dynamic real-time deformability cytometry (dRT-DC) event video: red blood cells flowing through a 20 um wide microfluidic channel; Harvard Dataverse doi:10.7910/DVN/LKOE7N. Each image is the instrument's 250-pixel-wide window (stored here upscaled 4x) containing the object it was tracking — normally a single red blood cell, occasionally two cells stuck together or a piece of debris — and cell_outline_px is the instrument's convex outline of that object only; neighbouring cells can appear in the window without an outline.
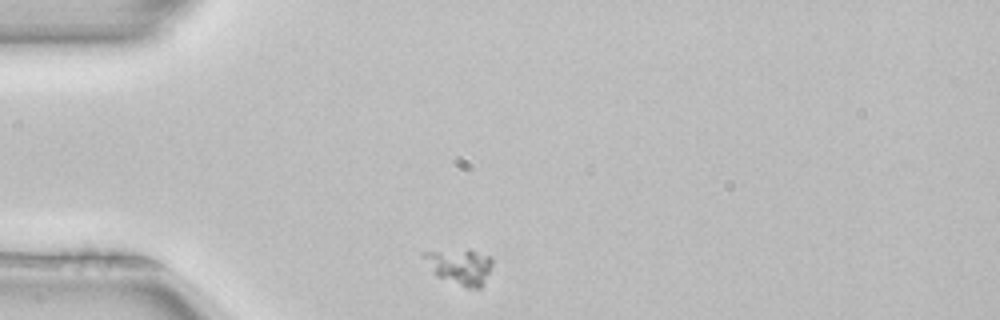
{"species": "common noctule bat (a hibernating species)", "species_latin": "Nyctalus noctula", "temperature_condition": "room temperature", "stored_images_in_passage": 41, "camera_frame_rate_fps": 3000, "um_per_image_px": 0.085, "animal": {"sex": "female", "body_mass_g": 22.7, "forearm_length_mm": 54.2}, "frame": {"image": 1, "passage_image": 1, "time_ms": 0.0, "image_size_px": [1000, 320], "cell_outline_px": [[492, 264], [480, 288], [468, 288], [436, 276], [432, 272], [420, 256], [420, 252], [468, 248], [492, 256]], "centroid_in_image_um": [39.03, 22.6], "position_along_channel_um": 46.0, "area_um2": 14.51}}
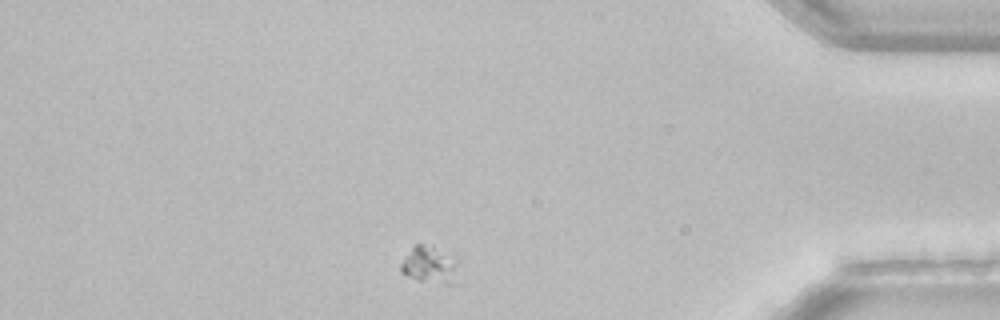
{"frame": {"image": 2, "passage_image": 34, "time_ms": 11.0, "image_size_px": [1000, 320], "cell_outline_px": [[464, 284], [444, 284], [420, 280], [400, 272], [400, 264], [412, 248], [416, 244], [424, 244], [456, 252]], "centroid_in_image_um": [36.76, 22.53], "position_along_channel_um": 398.4, "area_um2": 13.58}}
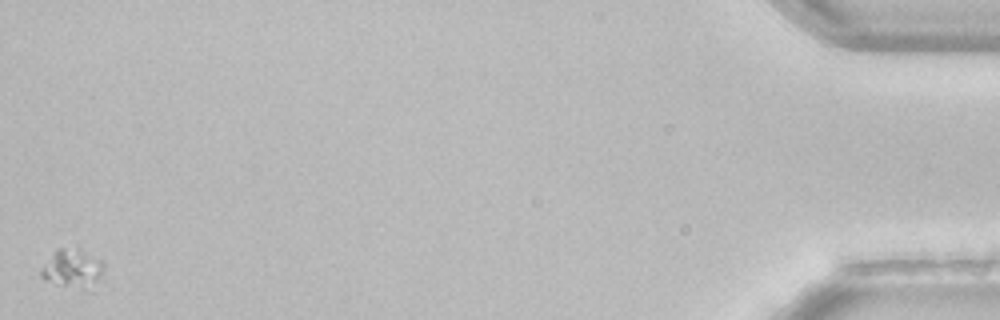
{"frame": {"image": 3, "passage_image": 41, "time_ms": 13.333, "image_size_px": [1000, 320], "cell_outline_px": [[104, 284], [84, 288], [44, 280], [40, 276], [40, 272], [56, 248], [80, 248], [104, 260]], "centroid_in_image_um": [6.3, 22.8], "position_along_channel_um": 428.9, "area_um2": 14.33}}